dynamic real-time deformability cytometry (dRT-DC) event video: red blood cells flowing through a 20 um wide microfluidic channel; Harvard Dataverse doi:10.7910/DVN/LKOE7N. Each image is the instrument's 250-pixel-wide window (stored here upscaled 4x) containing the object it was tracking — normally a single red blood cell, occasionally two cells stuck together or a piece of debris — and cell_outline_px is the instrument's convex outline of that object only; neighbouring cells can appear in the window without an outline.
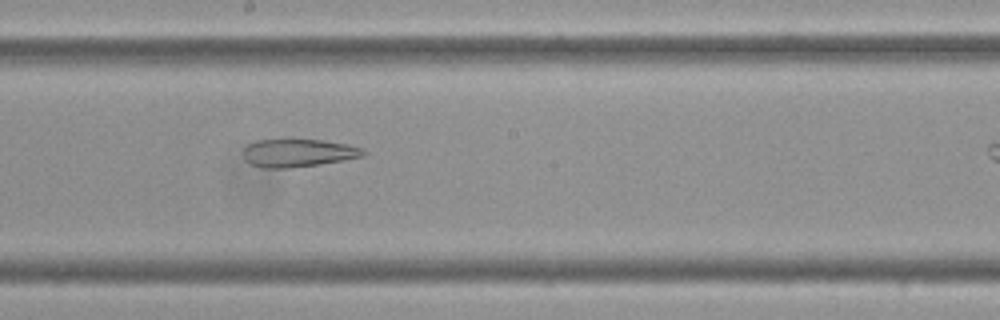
{"species": "Egyptian fruit bat (a non-hibernating species)", "species_latin": "Rousettus aegyptiacus", "temperature_condition": "cold", "stored_images_in_passage": 36, "camera_frame_rate_fps": 3000, "um_per_image_px": 0.085, "frame": {"image": 1, "passage_image": 21, "time_ms": 6.667, "image_size_px": [1000, 320], "cell_outline_px": [[368, 152], [364, 156], [344, 160], [288, 168], [264, 168], [252, 164], [244, 160], [244, 148], [248, 144], [256, 140], [280, 136], [288, 136], [324, 140], [348, 144], [364, 148]], "centroid_in_image_um": [25.33, 12.93], "position_along_channel_um": 222.9, "area_um2": 20.58}}